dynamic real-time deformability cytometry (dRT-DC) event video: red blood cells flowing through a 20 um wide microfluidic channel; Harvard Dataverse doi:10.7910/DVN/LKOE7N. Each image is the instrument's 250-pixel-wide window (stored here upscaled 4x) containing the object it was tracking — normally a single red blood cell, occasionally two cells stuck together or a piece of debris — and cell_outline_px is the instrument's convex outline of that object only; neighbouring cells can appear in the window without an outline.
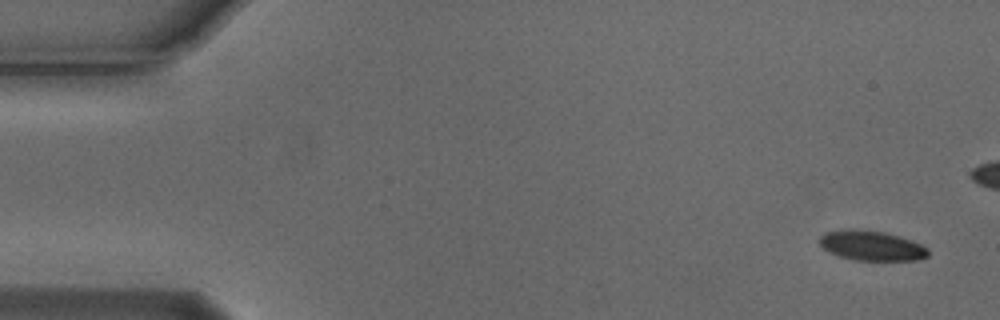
{"species": "Egyptian fruit bat (a non-hibernating species)", "species_latin": "Rousettus aegyptiacus", "temperature_condition": "cold", "stored_images_in_passage": 5, "camera_frame_rate_fps": 3000, "um_per_image_px": 0.085, "animal": {"sex": "male"}, "frame": {"image": 1, "passage_image": 1, "time_ms": 0.0, "image_size_px": [1000, 320], "cell_outline_px": [[928, 256], [920, 260], [856, 260], [840, 256], [828, 252], [820, 244], [820, 236], [824, 232], [884, 232], [900, 236], [912, 240], [928, 248]], "centroid_in_image_um": [74.16, 20.93], "position_along_channel_um": 10.8, "area_um2": 18.09}}
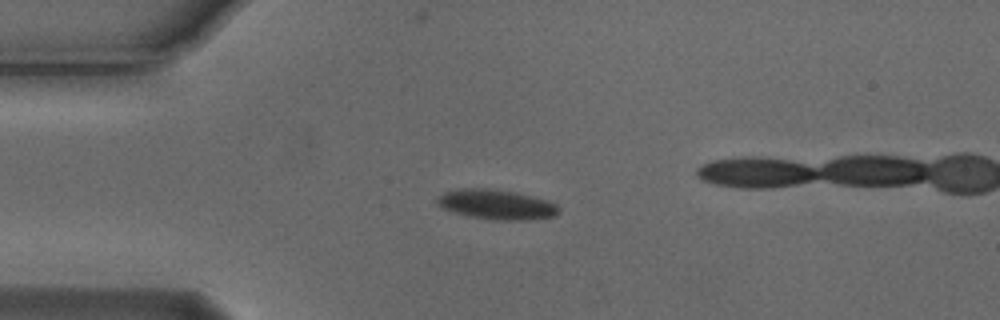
{"frame": {"image": 2, "passage_image": 4, "time_ms": 1.0, "image_size_px": [1000, 320], "cell_outline_px": [[560, 212], [556, 216], [528, 220], [492, 220], [468, 216], [444, 208], [436, 204], [436, 196], [444, 192], [456, 188], [488, 188], [512, 192], [532, 196], [548, 200], [556, 204], [560, 208]], "centroid_in_image_um": [42.2, 17.38], "position_along_channel_um": 42.8, "area_um2": 21.33}}